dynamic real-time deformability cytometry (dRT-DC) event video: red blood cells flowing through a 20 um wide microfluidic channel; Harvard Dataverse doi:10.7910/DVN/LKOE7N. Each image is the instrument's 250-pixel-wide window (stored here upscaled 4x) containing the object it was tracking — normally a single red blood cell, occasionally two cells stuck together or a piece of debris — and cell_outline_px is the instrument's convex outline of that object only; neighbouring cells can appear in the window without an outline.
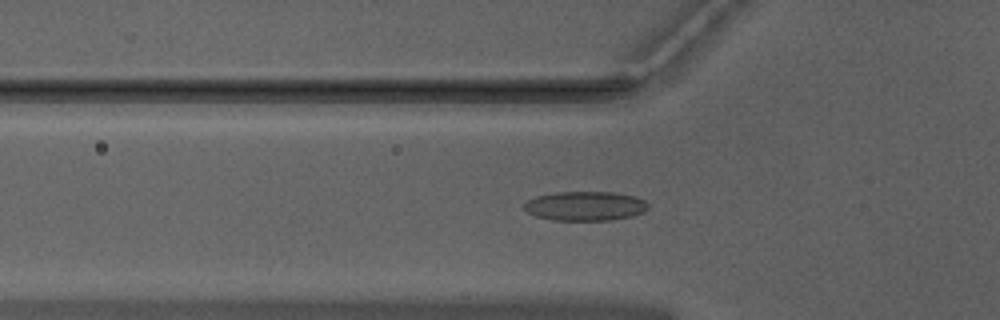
{"species": "Egyptian fruit bat (a non-hibernating species)", "species_latin": "Rousettus aegyptiacus", "temperature_condition": "warm", "stored_images_in_passage": 49, "camera_frame_rate_fps": 3000, "um_per_image_px": 0.085, "animal": {"sex": "male"}, "frame": {"image": 1, "passage_image": 15, "time_ms": 4.667, "image_size_px": [1000, 320], "cell_outline_px": [[648, 208], [644, 212], [632, 216], [612, 220], [552, 220], [536, 216], [528, 212], [524, 208], [524, 204], [528, 200], [536, 196], [556, 192], [612, 192], [636, 196], [644, 200], [648, 204]], "centroid_in_image_um": [49.76, 17.51], "position_along_channel_um": 76.0, "area_um2": 21.21}}
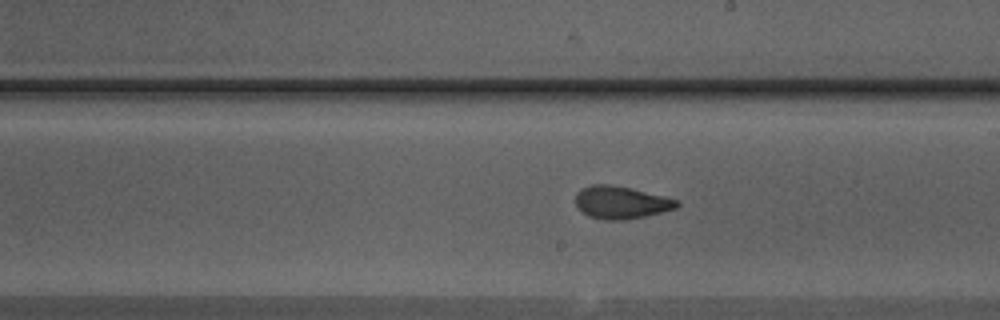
{"frame": {"image": 2, "passage_image": 27, "time_ms": 8.667, "image_size_px": [1000, 320], "cell_outline_px": [[680, 204], [676, 208], [644, 216], [624, 220], [604, 220], [588, 216], [576, 204], [576, 192], [580, 188], [592, 184], [612, 184], [664, 196], [680, 200]], "centroid_in_image_um": [52.78, 17.19], "position_along_channel_um": 236.2, "area_um2": 19.19}}
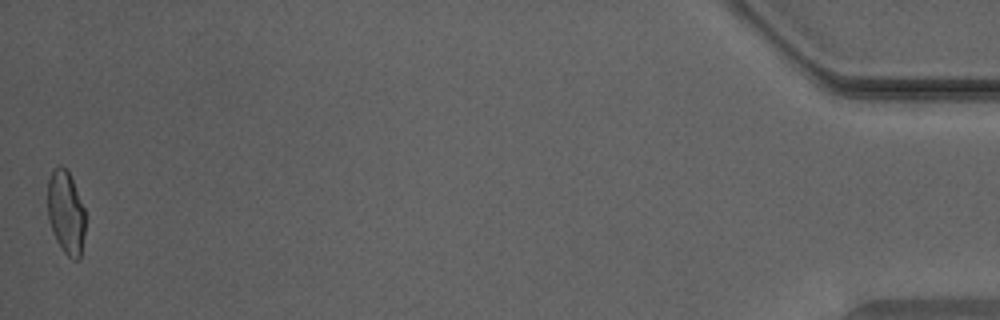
{"frame": {"image": 3, "passage_image": 49, "time_ms": 16.0, "image_size_px": [1000, 320], "cell_outline_px": [[84, 236], [80, 256], [76, 260], [72, 260], [60, 248], [56, 240], [48, 220], [48, 180], [52, 168], [60, 164], [68, 172], [72, 180], [84, 208]], "centroid_in_image_um": [5.58, 18.06], "position_along_channel_um": 429.6, "area_um2": 18.21}, "authors_computed_cell_mechanics": {"area_um2": 19.2474, "velocity_mm_per_s": 3.9872, "shape_relaxation_time_tau1_ms": 7.5002, "shape_relaxation_time_tau2_ms": 1.792, "deformation_change_tau1": 0.1992, "deformation_change_tau2": 0.0886}}